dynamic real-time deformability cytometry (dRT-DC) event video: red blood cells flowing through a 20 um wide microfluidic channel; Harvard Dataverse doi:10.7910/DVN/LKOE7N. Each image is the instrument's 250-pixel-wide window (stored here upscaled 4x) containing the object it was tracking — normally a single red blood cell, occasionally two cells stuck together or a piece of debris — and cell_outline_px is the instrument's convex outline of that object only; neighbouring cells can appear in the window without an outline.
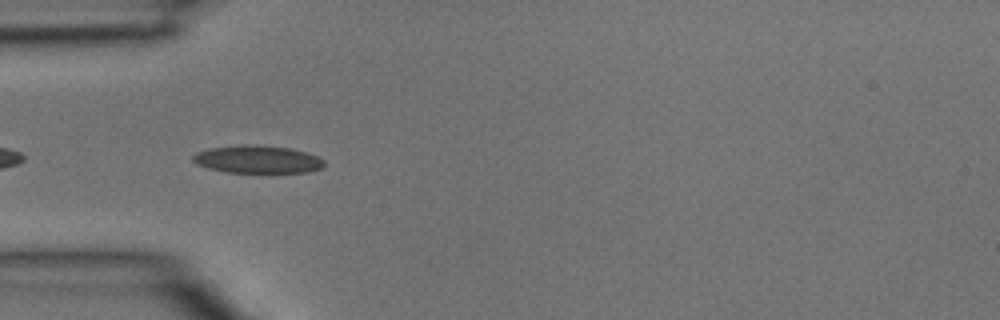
{"species": "common noctule bat (a hibernating species)", "species_latin": "Nyctalus noctula", "temperature_condition": "room temperature", "stored_images_in_passage": 2, "camera_frame_rate_fps": 3000, "um_per_image_px": 0.085, "animal": {"sex": "male", "body_mass_g": 15.6}, "frame": {"image": 1, "passage_image": 2, "time_ms": 0.333, "image_size_px": [1000, 320], "cell_outline_px": [[324, 164], [320, 168], [308, 172], [228, 172], [208, 168], [196, 164], [192, 160], [192, 156], [196, 152], [208, 148], [244, 144], [256, 144], [288, 148], [304, 152], [316, 156], [324, 160]], "centroid_in_image_um": [21.83, 13.53], "position_along_channel_um": 63.2, "area_um2": 21.1}}